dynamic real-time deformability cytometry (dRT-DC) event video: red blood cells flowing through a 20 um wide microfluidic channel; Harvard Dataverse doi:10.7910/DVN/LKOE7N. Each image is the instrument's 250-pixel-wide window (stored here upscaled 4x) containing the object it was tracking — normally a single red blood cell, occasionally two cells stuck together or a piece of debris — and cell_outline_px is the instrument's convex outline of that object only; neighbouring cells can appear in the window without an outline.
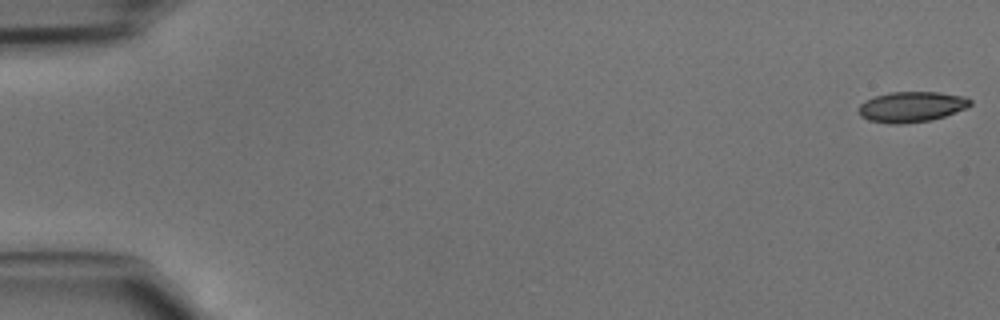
{"species": "common noctule bat (a hibernating species)", "species_latin": "Nyctalus noctula", "temperature_condition": "cold", "stored_images_in_passage": 3, "camera_frame_rate_fps": 3000, "um_per_image_px": 0.085, "animal": {"sex": "male", "body_mass_g": 15.6}, "frame": {"image": 1, "passage_image": 1, "time_ms": 0.0, "image_size_px": [1000, 320], "cell_outline_px": [[972, 104], [968, 108], [932, 120], [904, 124], [896, 124], [868, 120], [860, 116], [860, 104], [876, 96], [888, 92], [940, 92], [964, 96], [972, 100]], "centroid_in_image_um": [77.54, 9.08], "position_along_channel_um": 7.5, "area_um2": 19.83}}